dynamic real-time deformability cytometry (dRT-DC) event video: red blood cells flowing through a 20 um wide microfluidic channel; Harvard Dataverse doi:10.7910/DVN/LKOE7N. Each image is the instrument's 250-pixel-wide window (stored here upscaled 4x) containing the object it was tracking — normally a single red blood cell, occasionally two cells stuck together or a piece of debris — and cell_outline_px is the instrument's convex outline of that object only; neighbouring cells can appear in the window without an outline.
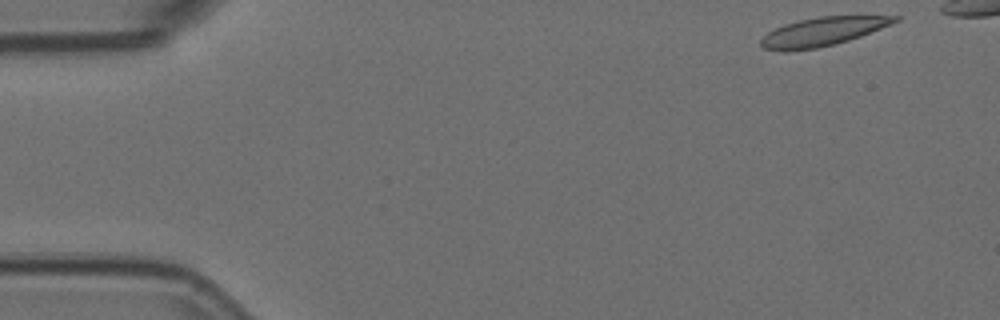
{"species": "Egyptian fruit bat (a non-hibernating species)", "species_latin": "Rousettus aegyptiacus", "temperature_condition": "room temperature", "stored_images_in_passage": 47, "camera_frame_rate_fps": 3000, "um_per_image_px": 0.085, "animal": {"sex": "female"}, "frame": {"image": 1, "passage_image": 1, "time_ms": 0.0, "image_size_px": [1000, 320], "cell_outline_px": [[900, 20], [892, 24], [860, 36], [848, 40], [816, 48], [788, 52], [784, 52], [764, 48], [760, 44], [760, 40], [768, 32], [784, 24], [800, 20], [820, 16], [900, 16]], "centroid_in_image_um": [69.9, 2.69], "position_along_channel_um": 15.1, "area_um2": 22.14}}
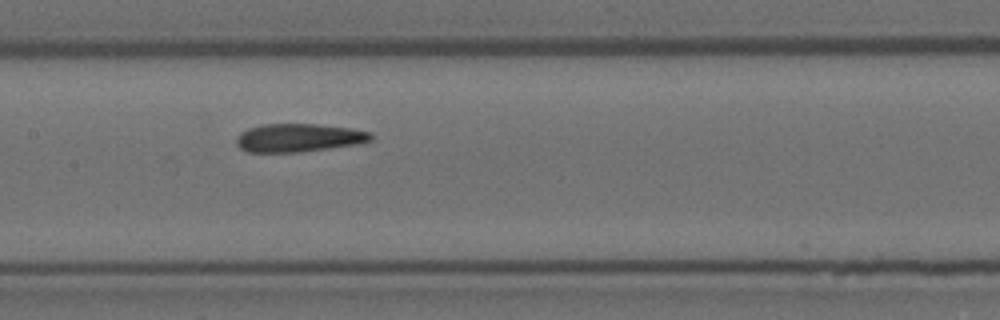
{"frame": {"image": 2, "passage_image": 24, "time_ms": 7.667, "image_size_px": [1000, 320], "cell_outline_px": [[372, 140], [356, 144], [300, 152], [248, 152], [240, 148], [236, 144], [236, 140], [240, 132], [248, 128], [264, 124], [316, 124], [352, 128], [372, 132]], "centroid_in_image_um": [25.38, 11.7], "position_along_channel_um": 182.0, "area_um2": 22.14}}
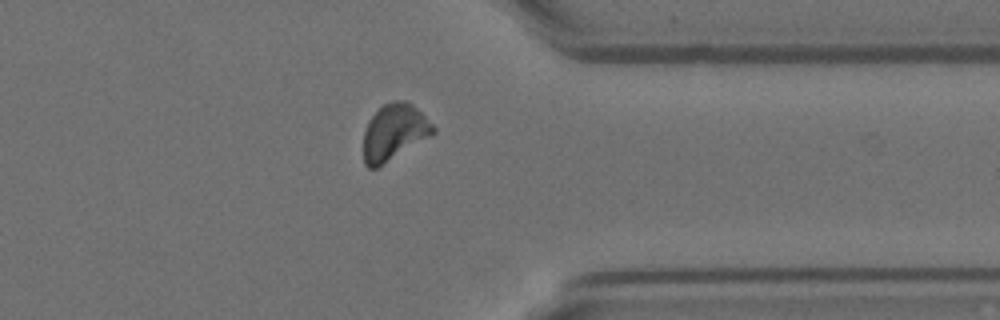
{"frame": {"image": 3, "passage_image": 41, "time_ms": 13.333, "image_size_px": [1000, 320], "cell_outline_px": [[436, 132], [376, 168], [368, 168], [364, 164], [364, 132], [368, 120], [384, 104], [392, 100], [408, 100], [436, 128]], "centroid_in_image_um": [33.49, 11.21], "position_along_channel_um": 377.9, "area_um2": 22.43}}